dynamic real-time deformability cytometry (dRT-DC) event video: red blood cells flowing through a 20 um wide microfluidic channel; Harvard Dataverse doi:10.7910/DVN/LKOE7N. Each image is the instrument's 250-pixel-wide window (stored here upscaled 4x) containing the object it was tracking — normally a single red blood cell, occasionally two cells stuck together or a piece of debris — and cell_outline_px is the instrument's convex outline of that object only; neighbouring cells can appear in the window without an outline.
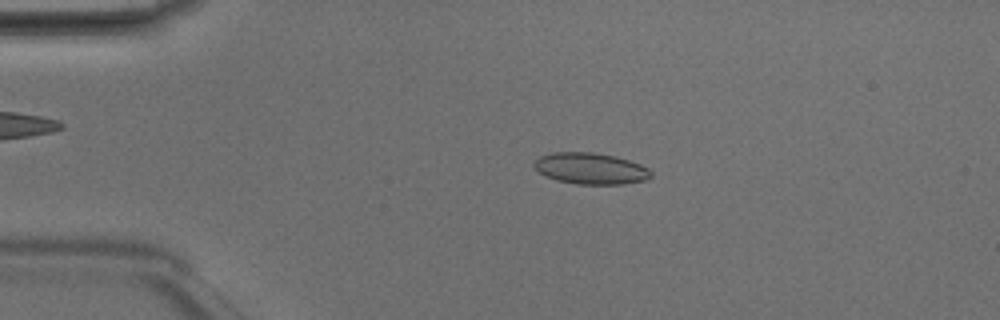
{"species": "Egyptian fruit bat (a non-hibernating species)", "species_latin": "Rousettus aegyptiacus", "temperature_condition": "room temperature", "stored_images_in_passage": 39, "camera_frame_rate_fps": 3000, "um_per_image_px": 0.085, "animal": {"sex": "male"}, "frame": {"image": 1, "passage_image": 1, "time_ms": 0.0, "image_size_px": [1000, 320], "cell_outline_px": [[652, 176], [648, 180], [624, 184], [576, 184], [556, 180], [544, 176], [532, 164], [540, 156], [552, 152], [592, 152], [616, 156], [640, 164], [648, 168], [652, 172]], "centroid_in_image_um": [50.22, 14.33], "position_along_channel_um": 34.8, "area_um2": 21.5}}
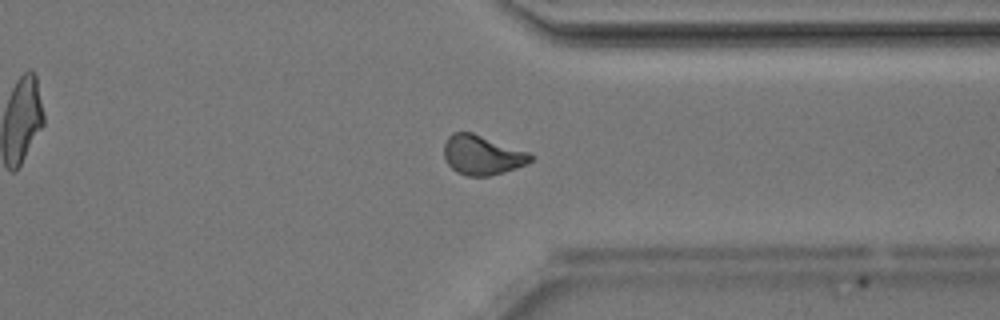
{"frame": {"image": 2, "passage_image": 28, "time_ms": 9.0, "image_size_px": [1000, 320], "cell_outline_px": [[532, 160], [516, 168], [504, 172], [488, 176], [468, 176], [456, 172], [444, 160], [444, 144], [448, 136], [452, 132], [472, 132], [528, 152], [532, 156]], "centroid_in_image_um": [40.93, 13.18], "position_along_channel_um": 370.5, "area_um2": 19.83}}
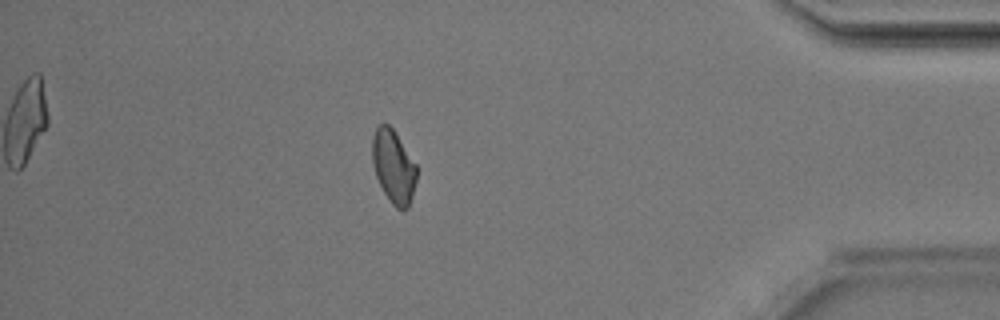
{"frame": {"image": 3, "passage_image": 33, "time_ms": 10.667, "image_size_px": [1000, 320], "cell_outline_px": [[416, 180], [412, 196], [408, 208], [400, 212], [392, 204], [384, 192], [376, 176], [372, 160], [372, 136], [376, 128], [380, 124], [388, 124], [392, 128], [416, 164]], "centroid_in_image_um": [33.44, 14.18], "position_along_channel_um": 401.8, "area_um2": 18.79}, "authors_computed_cell_mechanics": {"area_um2": 19.7676, "velocity_mm_per_s": 4.193, "shape_relaxation_time_tau1_ms": 3.5708, "shape_relaxation_time_tau2_ms": 3.1121, "deformation_change_tau1": 0.0983, "deformation_change_tau2": 0.0867}}